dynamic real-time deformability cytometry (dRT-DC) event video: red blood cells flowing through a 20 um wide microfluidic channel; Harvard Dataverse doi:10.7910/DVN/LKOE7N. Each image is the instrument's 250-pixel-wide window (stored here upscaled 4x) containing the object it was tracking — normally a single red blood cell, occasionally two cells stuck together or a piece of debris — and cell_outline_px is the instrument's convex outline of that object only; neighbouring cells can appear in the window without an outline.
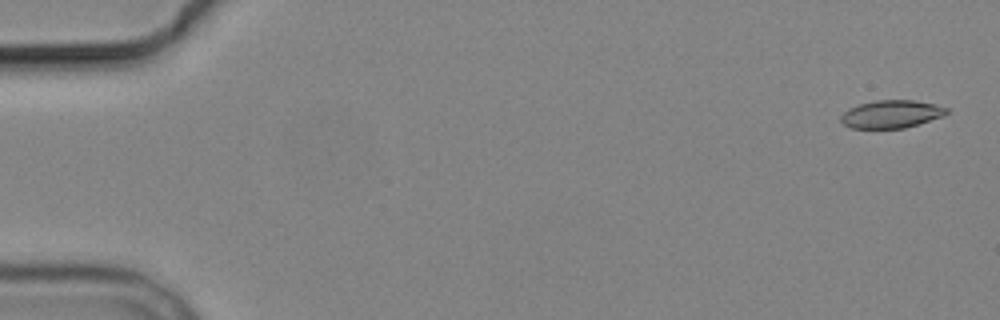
{"species": "common noctule bat (a hibernating species)", "species_latin": "Nyctalus noctula", "temperature_condition": "cold", "stored_images_in_passage": 5, "camera_frame_rate_fps": 3000, "um_per_image_px": 0.085, "animal": {"sex": "male", "body_mass_g": 19.2, "forearm_length_mm": 51.8}, "frame": {"image": 1, "passage_image": 1, "time_ms": 0.0, "image_size_px": [1000, 320], "cell_outline_px": [[948, 112], [944, 116], [904, 128], [852, 128], [844, 124], [840, 120], [840, 116], [848, 108], [860, 104], [876, 100], [916, 100], [936, 104], [948, 108]], "centroid_in_image_um": [75.78, 9.69], "position_along_channel_um": 9.2, "area_um2": 17.17}}
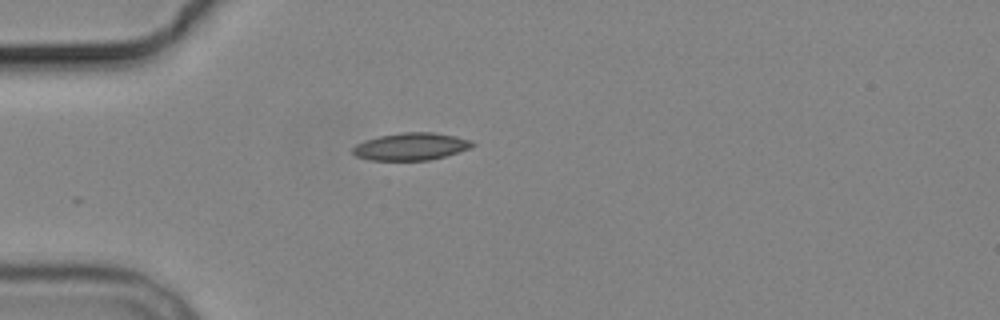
{"frame": {"image": 2, "passage_image": 4, "time_ms": 4.667, "image_size_px": [1000, 320], "cell_outline_px": [[476, 144], [472, 148], [444, 156], [428, 160], [372, 160], [356, 156], [352, 152], [352, 148], [356, 144], [364, 140], [380, 136], [400, 132], [436, 132], [456, 136], [472, 140]], "centroid_in_image_um": [34.96, 12.44], "position_along_channel_um": 50.0, "area_um2": 19.19}}